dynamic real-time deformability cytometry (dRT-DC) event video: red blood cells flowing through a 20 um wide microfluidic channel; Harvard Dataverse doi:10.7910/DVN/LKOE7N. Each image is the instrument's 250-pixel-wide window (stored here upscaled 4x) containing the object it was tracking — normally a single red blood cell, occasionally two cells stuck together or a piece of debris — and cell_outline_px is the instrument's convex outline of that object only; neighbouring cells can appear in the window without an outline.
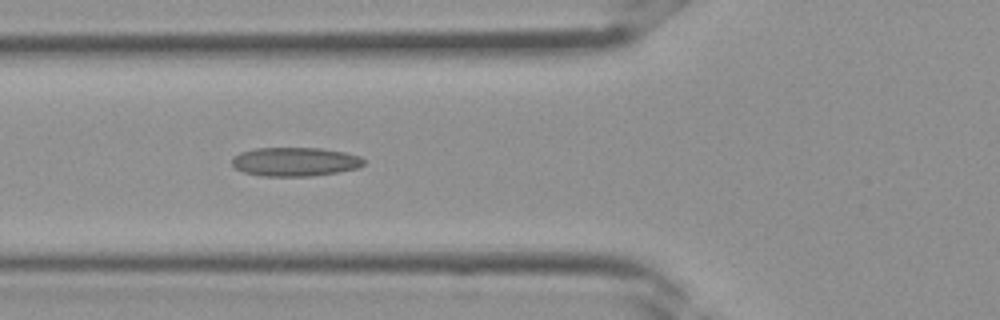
{"species": "Egyptian fruit bat (a non-hibernating species)", "species_latin": "Rousettus aegyptiacus", "temperature_condition": "room temperature", "stored_images_in_passage": 34, "camera_frame_rate_fps": 3000, "um_per_image_px": 0.085, "frame": {"image": 1, "passage_image": 13, "time_ms": 4.0, "image_size_px": [1000, 320], "cell_outline_px": [[364, 164], [356, 168], [336, 172], [312, 176], [260, 176], [244, 172], [236, 168], [232, 164], [232, 156], [240, 152], [256, 148], [320, 148], [344, 152], [360, 156], [364, 160]], "centroid_in_image_um": [25.04, 13.74], "position_along_channel_um": 100.8, "area_um2": 22.14}}
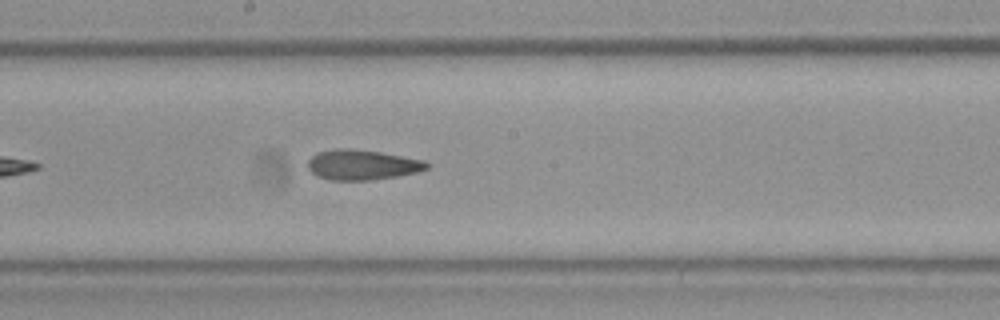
{"frame": {"image": 2, "passage_image": 19, "time_ms": 6.0, "image_size_px": [1000, 320], "cell_outline_px": [[432, 164], [428, 168], [420, 172], [372, 180], [332, 180], [316, 176], [308, 168], [308, 160], [316, 152], [332, 148], [352, 148], [380, 152], [424, 160]], "centroid_in_image_um": [30.79, 14.0], "position_along_channel_um": 217.4, "area_um2": 21.15}}
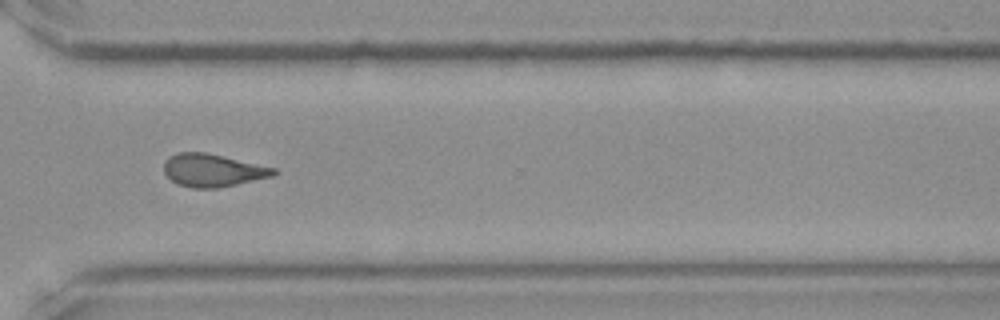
{"frame": {"image": 3, "passage_image": 26, "time_ms": 8.333, "image_size_px": [1000, 320], "cell_outline_px": [[276, 172], [272, 176], [236, 184], [216, 188], [192, 188], [176, 184], [164, 172], [164, 164], [168, 156], [180, 152], [204, 152], [224, 156], [276, 168]], "centroid_in_image_um": [18.05, 14.47], "position_along_channel_um": 352.5, "area_um2": 20.81}}